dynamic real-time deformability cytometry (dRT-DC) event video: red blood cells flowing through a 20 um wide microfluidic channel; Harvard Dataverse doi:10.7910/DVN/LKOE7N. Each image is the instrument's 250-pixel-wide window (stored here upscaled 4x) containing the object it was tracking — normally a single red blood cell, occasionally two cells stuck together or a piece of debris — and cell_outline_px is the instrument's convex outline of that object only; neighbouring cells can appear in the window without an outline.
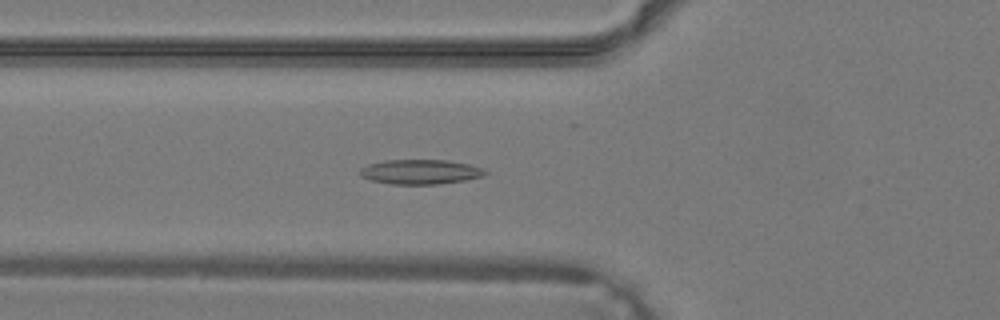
{"species": "common noctule bat (a hibernating species)", "species_latin": "Nyctalus noctula", "temperature_condition": "warm", "stored_images_in_passage": 39, "camera_frame_rate_fps": 3000, "um_per_image_px": 0.085, "animal": {"sex": "male", "body_mass_g": 19.2, "forearm_length_mm": 51.8}, "frame": {"image": 1, "passage_image": 14, "time_ms": 4.333, "image_size_px": [1000, 320], "cell_outline_px": [[488, 172], [484, 176], [464, 180], [440, 184], [392, 184], [372, 180], [360, 176], [360, 168], [368, 164], [384, 160], [448, 160], [468, 164], [484, 168]], "centroid_in_image_um": [35.75, 14.6], "position_along_channel_um": 90.1, "area_um2": 18.03}}
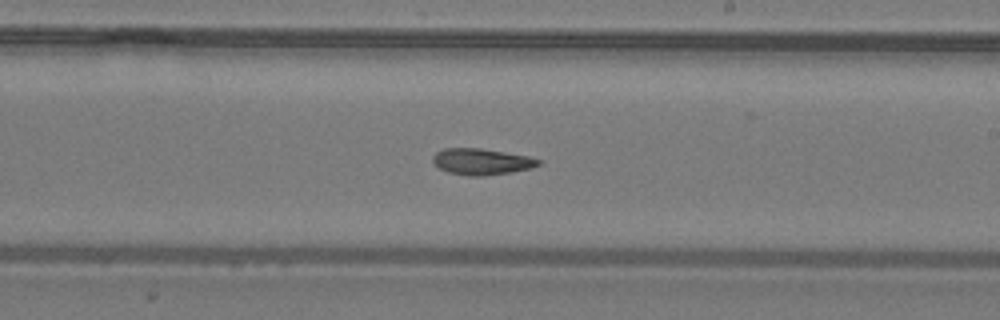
{"frame": {"image": 2, "passage_image": 23, "time_ms": 7.333, "image_size_px": [1000, 320], "cell_outline_px": [[540, 164], [532, 168], [484, 176], [468, 176], [448, 172], [436, 168], [432, 160], [432, 156], [436, 152], [444, 148], [480, 148], [528, 156], [540, 160]], "centroid_in_image_um": [40.87, 13.74], "position_along_channel_um": 248.1, "area_um2": 16.18}}
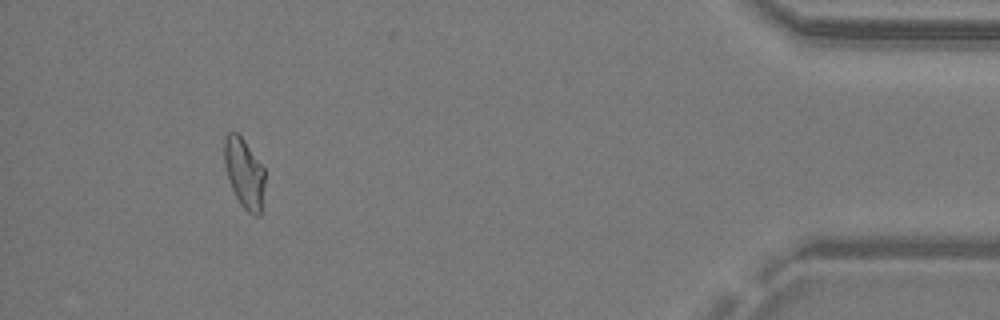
{"frame": {"image": 3, "passage_image": 36, "time_ms": 11.667, "image_size_px": [1000, 320], "cell_outline_px": [[264, 184], [260, 216], [256, 216], [248, 212], [240, 204], [232, 188], [224, 164], [224, 136], [228, 132], [236, 132], [244, 140], [264, 168]], "centroid_in_image_um": [20.75, 14.7], "position_along_channel_um": 414.5, "area_um2": 16.3}}